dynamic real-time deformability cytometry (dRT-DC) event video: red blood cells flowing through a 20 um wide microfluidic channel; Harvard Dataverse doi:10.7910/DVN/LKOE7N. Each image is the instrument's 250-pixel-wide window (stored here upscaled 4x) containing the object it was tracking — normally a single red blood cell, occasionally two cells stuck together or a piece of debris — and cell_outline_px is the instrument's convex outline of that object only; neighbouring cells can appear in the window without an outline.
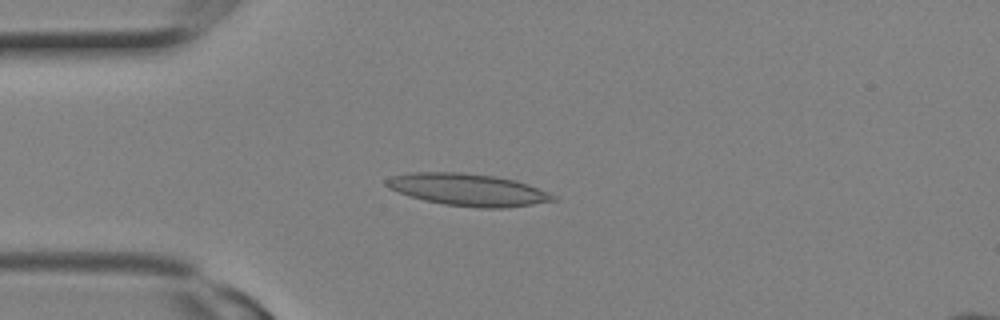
{"species": "Egyptian fruit bat (a non-hibernating species)", "species_latin": "Rousettus aegyptiacus", "temperature_condition": "room temperature", "stored_images_in_passage": 6, "camera_frame_rate_fps": 3000, "um_per_image_px": 0.085, "animal": {"sex": "female"}, "frame": {"image": 1, "passage_image": 5, "time_ms": 1.333, "image_size_px": [1000, 320], "cell_outline_px": [[556, 200], [532, 204], [504, 208], [480, 208], [444, 204], [424, 200], [408, 196], [388, 188], [384, 184], [384, 180], [388, 176], [412, 172], [460, 172], [496, 176], [516, 180], [528, 184], [548, 192], [556, 196]], "centroid_in_image_um": [39.72, 16.11], "position_along_channel_um": 45.3, "area_um2": 31.44}}